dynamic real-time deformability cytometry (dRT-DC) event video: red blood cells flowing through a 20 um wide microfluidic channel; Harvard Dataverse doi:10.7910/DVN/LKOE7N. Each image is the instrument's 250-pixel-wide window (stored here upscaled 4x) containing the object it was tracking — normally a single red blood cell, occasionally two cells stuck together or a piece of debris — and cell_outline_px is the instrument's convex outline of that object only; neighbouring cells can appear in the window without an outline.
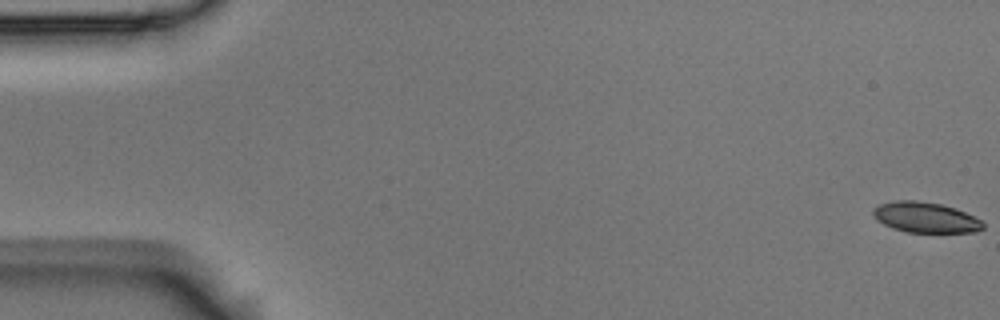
{"species": "Egyptian fruit bat (a non-hibernating species)", "species_latin": "Rousettus aegyptiacus", "temperature_condition": "room temperature", "stored_images_in_passage": 5, "camera_frame_rate_fps": 3000, "um_per_image_px": 0.085, "animal": {"sex": "male"}, "frame": {"image": 1, "passage_image": 1, "time_ms": 0.0, "image_size_px": [1000, 320], "cell_outline_px": [[984, 228], [976, 232], [908, 232], [892, 228], [884, 224], [872, 212], [880, 204], [900, 200], [916, 200], [940, 204], [956, 208], [980, 220], [984, 224]], "centroid_in_image_um": [78.71, 18.48], "position_along_channel_um": 6.3, "area_um2": 19.13}}
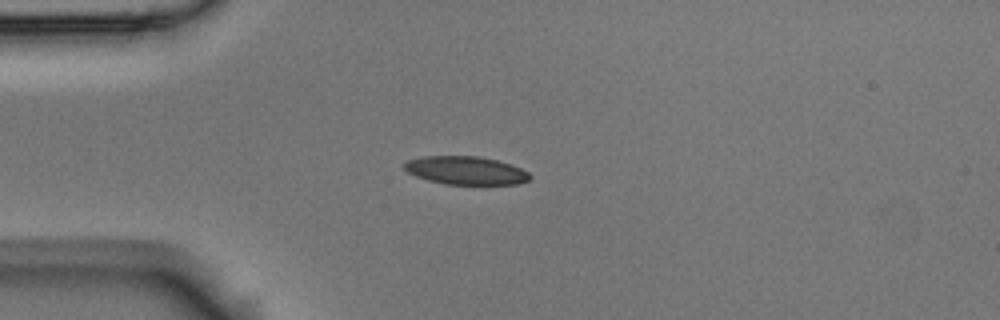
{"frame": {"image": 2, "passage_image": 5, "time_ms": 1.333, "image_size_px": [1000, 320], "cell_outline_px": [[532, 176], [528, 180], [516, 184], [444, 184], [428, 180], [416, 176], [408, 172], [404, 168], [404, 164], [408, 160], [424, 156], [476, 156], [496, 160], [512, 164], [528, 172]], "centroid_in_image_um": [39.6, 14.49], "position_along_channel_um": 45.4, "area_um2": 20.52}}